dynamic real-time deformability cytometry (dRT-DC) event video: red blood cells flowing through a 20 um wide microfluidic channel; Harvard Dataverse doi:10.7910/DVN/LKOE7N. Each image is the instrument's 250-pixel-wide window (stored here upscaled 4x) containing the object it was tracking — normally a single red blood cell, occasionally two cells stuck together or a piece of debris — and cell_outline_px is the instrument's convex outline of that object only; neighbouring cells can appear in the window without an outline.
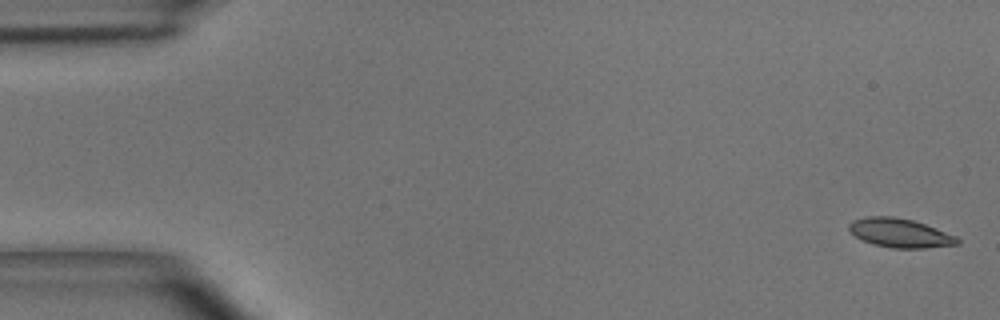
{"species": "common noctule bat (a hibernating species)", "species_latin": "Nyctalus noctula", "temperature_condition": "room temperature", "stored_images_in_passage": 11, "camera_frame_rate_fps": 3000, "um_per_image_px": 0.085, "animal": {"sex": "male", "body_mass_g": 15.6}, "frame": {"image": 1, "passage_image": 1, "time_ms": 0.0, "image_size_px": [1000, 320], "cell_outline_px": [[960, 244], [924, 248], [892, 248], [872, 244], [856, 236], [848, 228], [848, 224], [852, 220], [868, 216], [892, 216], [912, 220], [924, 224], [956, 236], [960, 240]], "centroid_in_image_um": [76.49, 19.8], "position_along_channel_um": 8.5, "area_um2": 18.15}}